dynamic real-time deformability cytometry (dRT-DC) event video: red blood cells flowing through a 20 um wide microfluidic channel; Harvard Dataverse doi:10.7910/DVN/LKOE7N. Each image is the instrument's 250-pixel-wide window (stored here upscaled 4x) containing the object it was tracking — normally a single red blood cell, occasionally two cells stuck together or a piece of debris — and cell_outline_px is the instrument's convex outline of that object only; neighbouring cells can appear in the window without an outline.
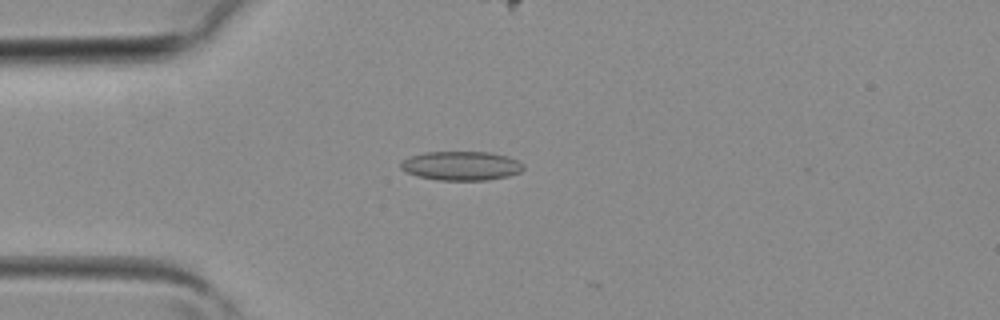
{"species": "common noctule bat (a hibernating species)", "species_latin": "Nyctalus noctula", "temperature_condition": "room temperature", "stored_images_in_passage": 5, "segment_of_instrument_passage": [1, 2], "camera_frame_rate_fps": 3000, "um_per_image_px": 0.085, "animal": {"sex": "female", "body_mass_g": 19.3, "forearm_length_mm": 54.1}, "frame": {"image": 1, "passage_image": 3, "time_ms": 0.667, "image_size_px": [1000, 320], "cell_outline_px": [[524, 168], [520, 172], [508, 176], [488, 180], [436, 180], [416, 176], [404, 172], [400, 168], [400, 160], [424, 152], [488, 152], [508, 156], [524, 164]], "centroid_in_image_um": [39.17, 14.1], "position_along_channel_um": 45.8, "area_um2": 20.98}}